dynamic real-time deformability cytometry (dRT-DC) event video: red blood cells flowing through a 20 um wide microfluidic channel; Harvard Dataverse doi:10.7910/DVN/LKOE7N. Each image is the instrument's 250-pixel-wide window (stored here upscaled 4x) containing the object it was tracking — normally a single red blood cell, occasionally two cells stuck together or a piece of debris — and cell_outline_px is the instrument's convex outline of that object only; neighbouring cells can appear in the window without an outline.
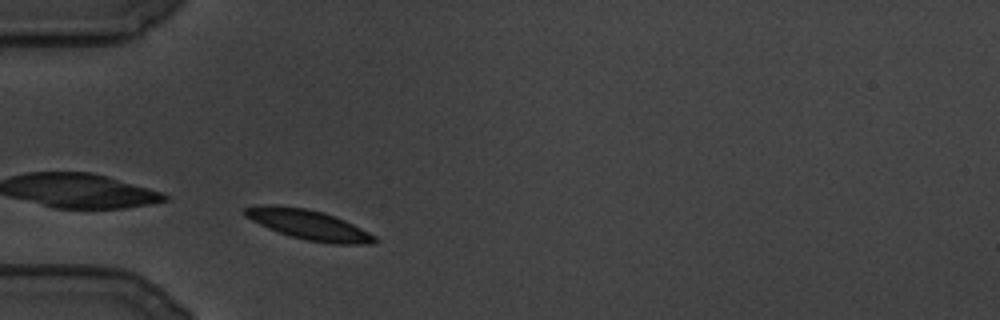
{"species": "common noctule bat (a hibernating species)", "species_latin": "Nyctalus noctula", "temperature_condition": "cold", "stored_images_in_passage": 63, "camera_frame_rate_fps": 3000, "um_per_image_px": 0.085, "animal": {"sex": "male", "body_mass_g": 19.5, "forearm_length_mm": 54.6}, "frame": {"image": 1, "passage_image": 2, "time_ms": 0.333, "image_size_px": [1000, 320], "cell_outline_px": [[380, 240], [372, 244], [332, 244], [308, 240], [292, 236], [268, 228], [244, 216], [244, 208], [260, 204], [272, 204], [304, 208], [324, 212], [344, 220], [376, 236]], "centroid_in_image_um": [26.24, 19.09], "position_along_channel_um": 58.8, "area_um2": 22.43}}
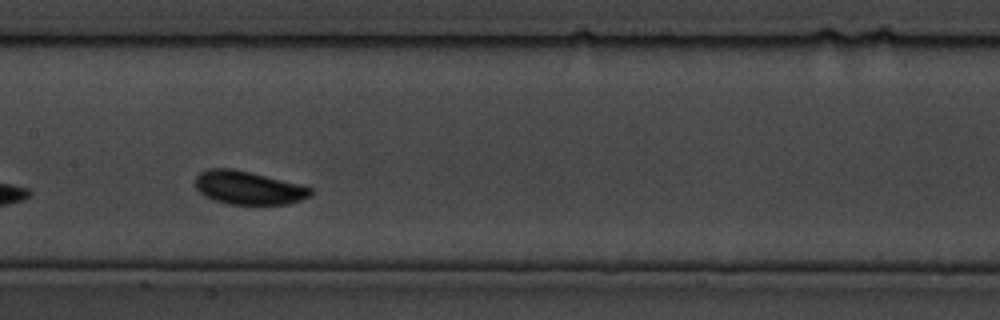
{"frame": {"image": 2, "passage_image": 26, "time_ms": 8.333, "image_size_px": [1000, 320], "cell_outline_px": [[312, 196], [288, 204], [228, 204], [204, 196], [196, 188], [196, 176], [200, 172], [208, 168], [232, 168], [312, 188]], "centroid_in_image_um": [21.08, 15.97], "position_along_channel_um": 186.3, "area_um2": 22.02}}
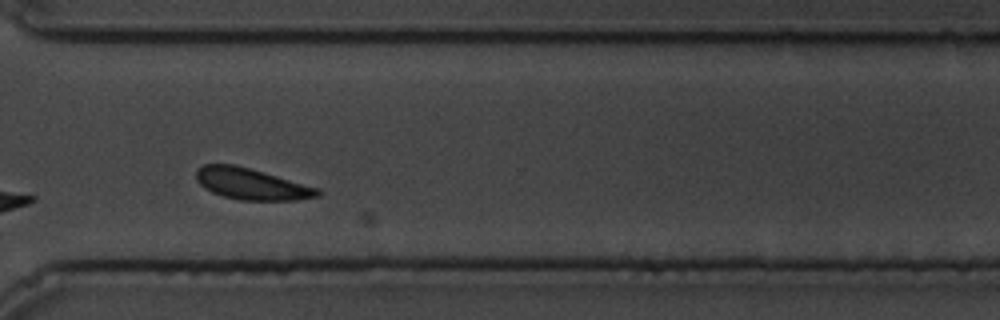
{"frame": {"image": 3, "passage_image": 55, "time_ms": 18.0, "image_size_px": [1000, 320], "cell_outline_px": [[320, 196], [296, 200], [240, 200], [224, 196], [212, 192], [204, 188], [196, 180], [196, 168], [204, 164], [236, 164], [320, 188]], "centroid_in_image_um": [21.36, 15.63], "position_along_channel_um": 349.2, "area_um2": 22.25}}